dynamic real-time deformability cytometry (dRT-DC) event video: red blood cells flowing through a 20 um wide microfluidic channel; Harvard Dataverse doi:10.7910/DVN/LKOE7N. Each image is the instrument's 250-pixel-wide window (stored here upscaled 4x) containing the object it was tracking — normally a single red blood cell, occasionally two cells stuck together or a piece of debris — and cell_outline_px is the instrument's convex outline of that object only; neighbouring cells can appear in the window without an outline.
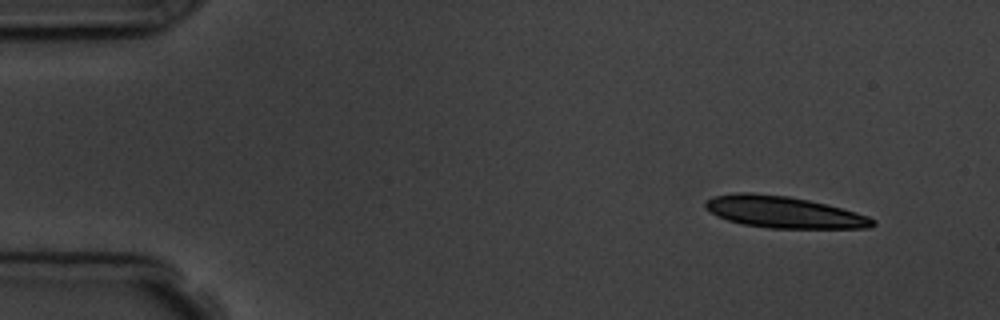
{"species": "common noctule bat (a hibernating species)", "species_latin": "Nyctalus noctula", "temperature_condition": "room temperature", "stored_images_in_passage": 5, "camera_frame_rate_fps": 3000, "um_per_image_px": 0.085, "animal": {"sex": "male", "body_mass_g": 19.5, "forearm_length_mm": 54.6}, "frame": {"image": 1, "passage_image": 1, "time_ms": 0.0, "image_size_px": [1000, 320], "cell_outline_px": [[876, 224], [872, 228], [768, 228], [744, 224], [728, 220], [704, 208], [704, 204], [712, 196], [736, 192], [752, 192], [788, 196], [808, 200], [856, 212], [868, 216], [876, 220]], "centroid_in_image_um": [66.63, 18.02], "position_along_channel_um": 18.4, "area_um2": 30.75}}
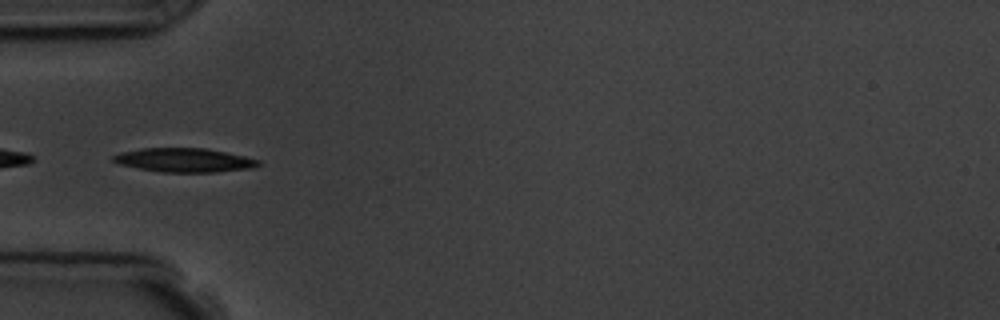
{"frame": {"image": 2, "passage_image": 5, "time_ms": 4.333, "image_size_px": [1000, 320], "cell_outline_px": [[260, 164], [252, 168], [216, 172], [160, 172], [120, 164], [112, 160], [112, 156], [120, 152], [140, 148], [208, 148], [244, 156], [260, 160]], "centroid_in_image_um": [15.67, 13.6], "position_along_channel_um": 69.3, "area_um2": 20.23}}